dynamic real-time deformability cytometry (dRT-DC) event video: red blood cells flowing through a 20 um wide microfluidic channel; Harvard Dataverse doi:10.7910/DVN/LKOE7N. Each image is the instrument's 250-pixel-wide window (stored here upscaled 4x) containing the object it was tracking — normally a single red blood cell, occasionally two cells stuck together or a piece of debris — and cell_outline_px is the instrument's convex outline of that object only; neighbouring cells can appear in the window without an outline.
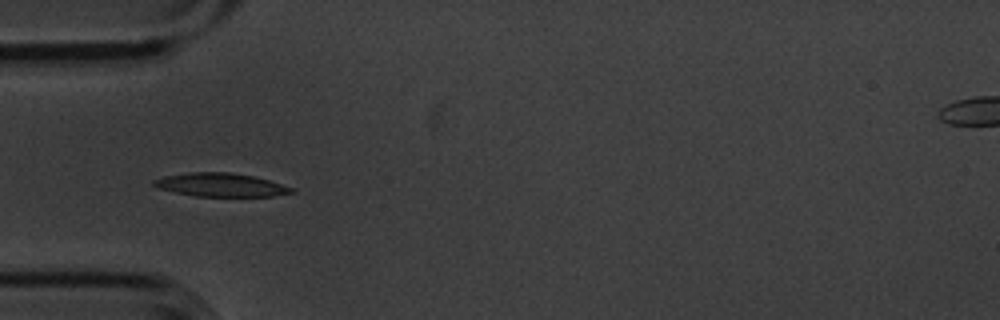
{"species": "common noctule bat (a hibernating species)", "species_latin": "Nyctalus noctula", "temperature_condition": "cold", "stored_images_in_passage": 13, "camera_frame_rate_fps": 3000, "um_per_image_px": 0.085, "animal": {"sex": "male", "body_mass_g": 20.1, "forearm_length_mm": 53.5}, "frame": {"image": 1, "passage_image": 3, "time_ms": 0.667, "image_size_px": [1000, 320], "cell_outline_px": [[296, 192], [272, 196], [196, 196], [156, 188], [152, 184], [152, 180], [164, 176], [188, 172], [228, 172], [252, 176], [268, 180], [292, 188]], "centroid_in_image_um": [18.7, 15.71], "position_along_channel_um": 66.3, "area_um2": 18.67}}
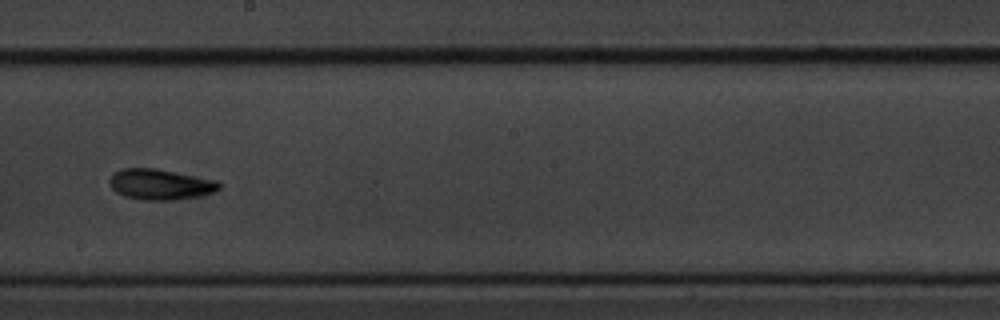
{"frame": {"image": 2, "passage_image": 7, "time_ms": 2.0, "image_size_px": [1000, 320], "cell_outline_px": [[224, 184], [216, 192], [176, 200], [144, 200], [124, 196], [116, 192], [108, 184], [108, 180], [112, 172], [124, 168], [156, 168], [216, 180]], "centroid_in_image_um": [13.61, 15.67], "position_along_channel_um": 234.6, "area_um2": 19.83}}
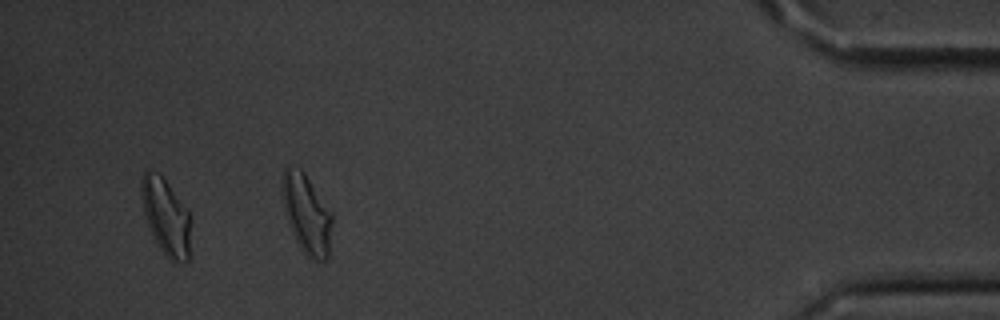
{"frame": {"image": 3, "passage_image": 12, "time_ms": 3.667, "image_size_px": [1000, 320], "cell_outline_px": [[188, 260], [172, 264], [164, 256], [156, 244], [144, 216], [140, 192], [140, 180], [144, 172], [148, 168], [164, 176], [188, 212]], "centroid_in_image_um": [14.03, 18.39], "position_along_channel_um": 421.2, "area_um2": 22.08}}